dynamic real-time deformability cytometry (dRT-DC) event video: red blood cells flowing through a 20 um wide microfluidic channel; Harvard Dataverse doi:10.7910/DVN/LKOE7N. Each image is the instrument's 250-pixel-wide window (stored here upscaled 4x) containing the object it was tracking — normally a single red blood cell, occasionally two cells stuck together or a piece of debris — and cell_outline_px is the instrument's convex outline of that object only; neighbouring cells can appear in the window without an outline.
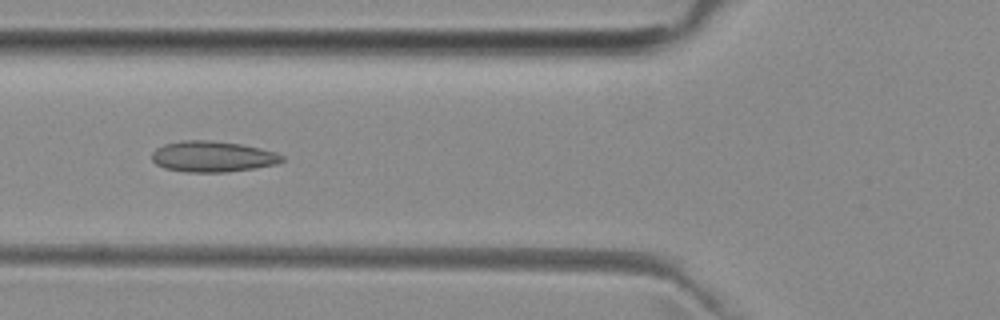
{"species": "common noctule bat (a hibernating species)", "species_latin": "Nyctalus noctula", "temperature_condition": "room temperature", "stored_images_in_passage": 4, "camera_frame_rate_fps": 3000, "um_per_image_px": 0.085, "animal": {"sex": "female", "body_mass_g": 29.2, "forearm_length_mm": 56.3}, "frame": {"image": 1, "passage_image": 4, "time_ms": 4.333, "image_size_px": [1000, 320], "cell_outline_px": [[284, 160], [280, 164], [256, 168], [228, 172], [184, 172], [164, 168], [156, 164], [152, 160], [152, 152], [156, 148], [164, 144], [184, 140], [208, 140], [240, 144], [260, 148], [276, 152], [284, 156]], "centroid_in_image_um": [18.09, 13.32], "position_along_channel_um": 107.7, "area_um2": 23.64}}